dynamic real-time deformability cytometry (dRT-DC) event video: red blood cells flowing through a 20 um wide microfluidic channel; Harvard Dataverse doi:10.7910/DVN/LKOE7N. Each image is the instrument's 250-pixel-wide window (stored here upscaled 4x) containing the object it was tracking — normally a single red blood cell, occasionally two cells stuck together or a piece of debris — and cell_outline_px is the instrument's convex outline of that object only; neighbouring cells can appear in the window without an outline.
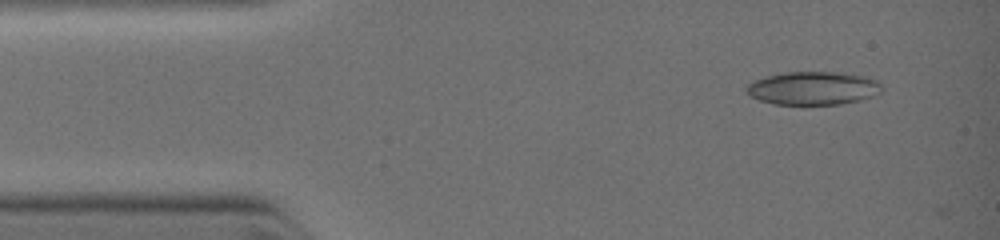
{"species": "common noctule bat (a hibernating species)", "species_latin": "Nyctalus noctula", "temperature_condition": "warm", "stored_images_in_passage": 4, "camera_frame_rate_fps": 3000, "um_per_image_px": 0.085, "animal": {"sex": "female", "body_mass_g": 19.0, "forearm_length_mm": 51.5}, "frame": {"image": 1, "passage_image": 2, "time_ms": 0.333, "image_size_px": [1000, 240], "cell_outline_px": [[884, 88], [880, 92], [872, 96], [860, 100], [840, 104], [772, 104], [748, 96], [744, 88], [752, 80], [764, 76], [784, 72], [836, 72], [864, 76], [876, 80]], "centroid_in_image_um": [69.05, 7.49], "position_along_channel_um": 15.9, "area_um2": 26.41}}